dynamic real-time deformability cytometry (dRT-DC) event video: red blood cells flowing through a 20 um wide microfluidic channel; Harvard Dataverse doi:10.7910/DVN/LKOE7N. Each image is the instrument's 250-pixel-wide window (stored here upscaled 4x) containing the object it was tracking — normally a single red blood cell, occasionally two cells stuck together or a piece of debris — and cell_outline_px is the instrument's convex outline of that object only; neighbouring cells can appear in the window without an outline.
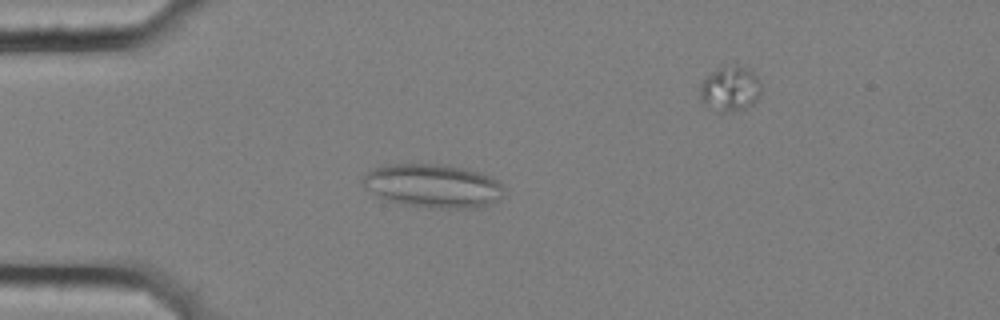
{"species": "common noctule bat (a hibernating species)", "species_latin": "Nyctalus noctula", "temperature_condition": "cold", "stored_images_in_passage": 43, "segment_of_instrument_passage": [1, 2], "camera_frame_rate_fps": 3000, "um_per_image_px": 0.085, "animal": {"sex": "female", "body_mass_g": 25.1}, "frame": {"image": 1, "passage_image": 7, "time_ms": 2.0, "image_size_px": [1000, 320], "cell_outline_px": [[504, 196], [500, 200], [484, 208], [428, 208], [400, 204], [388, 200], [364, 188], [360, 184], [360, 180], [372, 168], [392, 164], [444, 164], [468, 168], [480, 172], [496, 180], [504, 188]], "centroid_in_image_um": [36.83, 15.81], "position_along_channel_um": 48.2, "area_um2": 36.47}}